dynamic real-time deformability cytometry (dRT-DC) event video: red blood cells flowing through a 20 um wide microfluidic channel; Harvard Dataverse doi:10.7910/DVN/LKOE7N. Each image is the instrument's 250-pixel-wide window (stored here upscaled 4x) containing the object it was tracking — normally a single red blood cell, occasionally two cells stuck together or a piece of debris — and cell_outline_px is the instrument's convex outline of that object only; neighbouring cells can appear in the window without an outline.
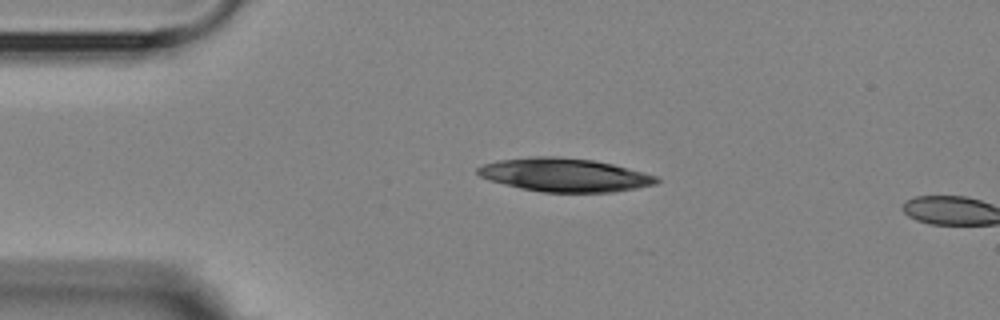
{"species": "Egyptian fruit bat (a non-hibernating species)", "species_latin": "Rousettus aegyptiacus", "temperature_condition": "room temperature", "stored_images_in_passage": 2, "camera_frame_rate_fps": 3000, "um_per_image_px": 0.085, "animal": {"sex": "female"}, "frame": {"image": 1, "passage_image": 1, "time_ms": 0.0, "image_size_px": [1000, 320], "cell_outline_px": [[660, 180], [656, 184], [636, 188], [612, 192], [540, 192], [520, 188], [488, 180], [480, 176], [476, 172], [476, 168], [484, 164], [500, 160], [532, 156], [556, 156], [592, 160], [612, 164], [644, 172], [656, 176]], "centroid_in_image_um": [47.97, 14.87], "position_along_channel_um": 37.0, "area_um2": 34.8}}